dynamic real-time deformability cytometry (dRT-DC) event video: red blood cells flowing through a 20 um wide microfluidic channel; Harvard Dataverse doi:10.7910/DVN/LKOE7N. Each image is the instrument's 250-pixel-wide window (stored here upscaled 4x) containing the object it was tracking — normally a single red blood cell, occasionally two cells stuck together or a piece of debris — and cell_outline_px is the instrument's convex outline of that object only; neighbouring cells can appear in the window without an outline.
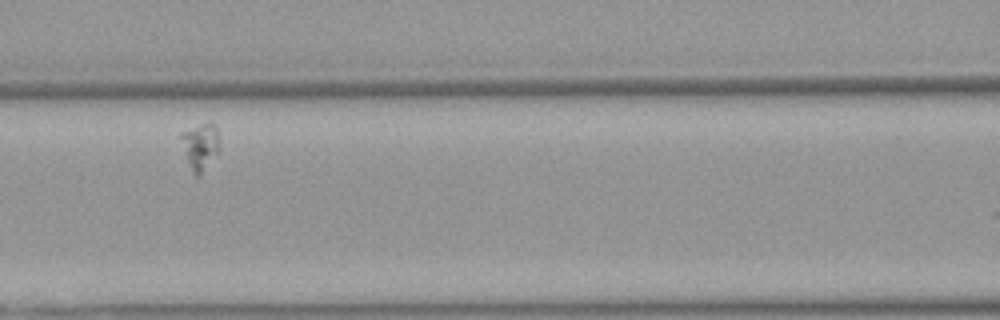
{"species": "Egyptian fruit bat (a non-hibernating species)", "species_latin": "Rousettus aegyptiacus", "temperature_condition": "warm", "stored_images_in_passage": 24, "camera_frame_rate_fps": 3000, "um_per_image_px": 0.085, "animal": {"sex": "female"}, "frame": {"image": 1, "passage_image": 10, "time_ms": 3.0, "image_size_px": [1000, 320], "cell_outline_px": [[220, 148], [200, 176], [196, 176], [192, 172], [180, 136], [180, 132], [208, 120], [212, 120], [216, 128]], "centroid_in_image_um": [17.04, 12.37], "position_along_channel_um": 149.6, "area_um2": 10.35}}